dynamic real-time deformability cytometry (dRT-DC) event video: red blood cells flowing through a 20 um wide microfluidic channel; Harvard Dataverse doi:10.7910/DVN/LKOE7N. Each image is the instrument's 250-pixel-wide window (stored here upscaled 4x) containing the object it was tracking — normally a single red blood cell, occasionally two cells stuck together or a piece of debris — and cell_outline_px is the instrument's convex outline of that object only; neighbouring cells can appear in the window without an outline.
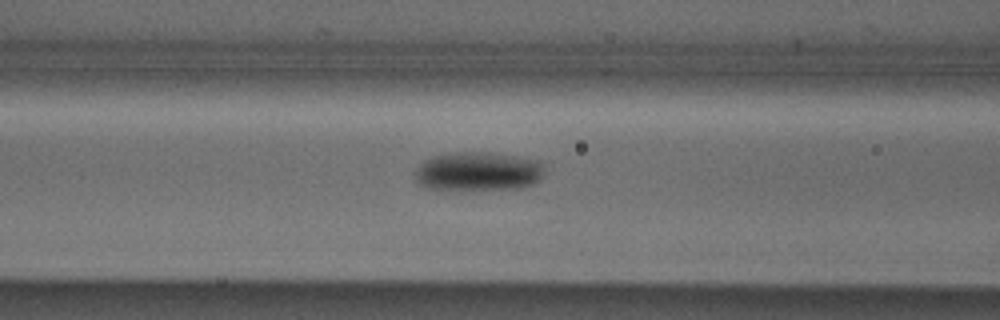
{"species": "Egyptian fruit bat (a non-hibernating species)", "species_latin": "Rousettus aegyptiacus", "temperature_condition": "cold", "stored_images_in_passage": 9, "camera_frame_rate_fps": 3000, "um_per_image_px": 0.085, "animal": {"sex": "male"}, "frame": {"image": 1, "passage_image": 7, "time_ms": 2.0, "image_size_px": [1000, 320], "cell_outline_px": [[544, 172], [540, 180], [524, 188], [460, 192], [424, 188], [416, 180], [412, 172], [424, 160], [432, 156], [452, 152], [488, 152], [516, 156], [536, 160], [544, 164]], "centroid_in_image_um": [40.6, 14.61], "position_along_channel_um": 126.0, "area_um2": 30.69}}